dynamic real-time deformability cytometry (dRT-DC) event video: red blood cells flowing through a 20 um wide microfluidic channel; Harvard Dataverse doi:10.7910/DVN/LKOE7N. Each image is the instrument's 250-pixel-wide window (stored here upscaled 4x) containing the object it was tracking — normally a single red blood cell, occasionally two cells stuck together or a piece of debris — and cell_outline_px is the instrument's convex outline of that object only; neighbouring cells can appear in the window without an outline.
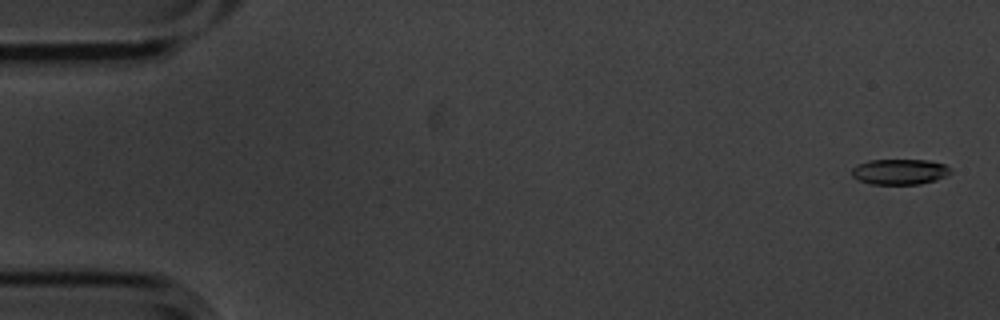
{"species": "common noctule bat (a hibernating species)", "species_latin": "Nyctalus noctula", "temperature_condition": "cold", "stored_images_in_passage": 5, "camera_frame_rate_fps": 3000, "um_per_image_px": 0.085, "animal": {"sex": "male", "body_mass_g": 20.1, "forearm_length_mm": 53.5}, "frame": {"image": 1, "passage_image": 1, "time_ms": 0.0, "image_size_px": [1000, 320], "cell_outline_px": [[952, 172], [948, 176], [936, 180], [920, 184], [872, 184], [856, 180], [852, 176], [852, 168], [868, 160], [928, 160], [944, 164], [952, 168]], "centroid_in_image_um": [76.51, 14.6], "position_along_channel_um": 8.5, "area_um2": 14.85}}
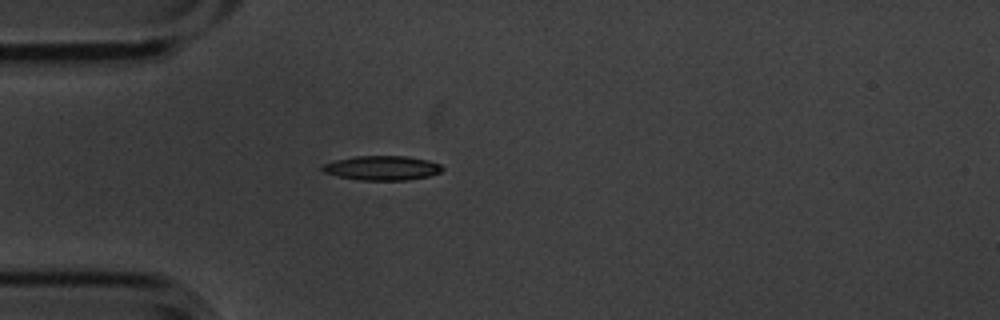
{"frame": {"image": 2, "passage_image": 5, "time_ms": 1.333, "image_size_px": [1000, 320], "cell_outline_px": [[444, 168], [440, 172], [428, 176], [408, 180], [360, 180], [336, 176], [324, 172], [320, 168], [324, 164], [336, 160], [356, 156], [408, 156], [428, 160], [440, 164]], "centroid_in_image_um": [32.48, 14.28], "position_along_channel_um": 52.5, "area_um2": 17.05}}